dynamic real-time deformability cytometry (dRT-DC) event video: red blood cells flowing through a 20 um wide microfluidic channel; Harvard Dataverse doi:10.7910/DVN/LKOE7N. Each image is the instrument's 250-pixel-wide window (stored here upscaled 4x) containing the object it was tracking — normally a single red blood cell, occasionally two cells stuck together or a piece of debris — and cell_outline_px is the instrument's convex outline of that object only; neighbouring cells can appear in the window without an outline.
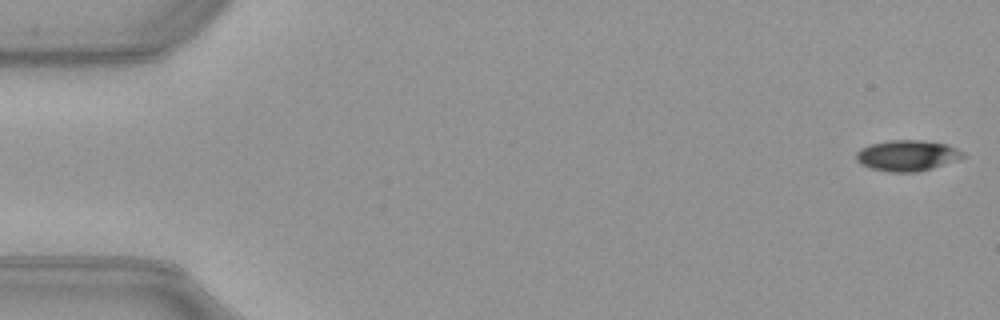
{"species": "common noctule bat (a hibernating species)", "species_latin": "Nyctalus noctula", "temperature_condition": "warm", "stored_images_in_passage": 51, "camera_frame_rate_fps": 3000, "um_per_image_px": 0.085, "animal": {"sex": "female", "body_mass_g": 21.9}, "frame": {"image": 1, "passage_image": 1, "time_ms": 0.0, "image_size_px": [1000, 320], "cell_outline_px": [[964, 156], [932, 168], [916, 172], [888, 172], [872, 168], [860, 164], [856, 160], [856, 152], [860, 148], [868, 144], [888, 140], [924, 140], [948, 144], [964, 152]], "centroid_in_image_um": [77.06, 13.2], "position_along_channel_um": 7.9, "area_um2": 19.19}}
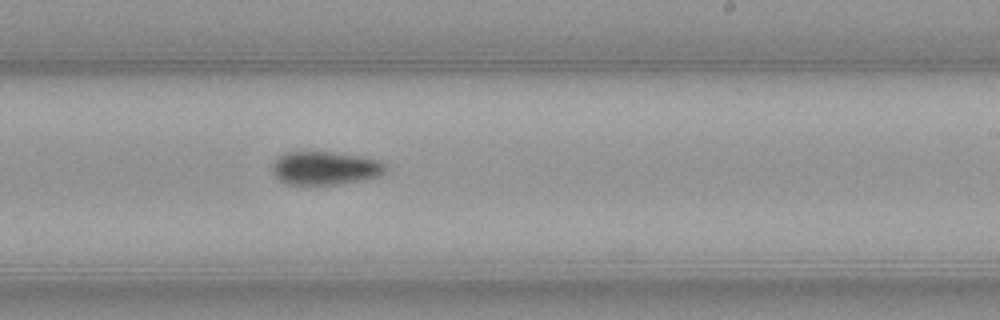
{"frame": {"image": 2, "passage_image": 31, "time_ms": 10.0, "image_size_px": [1000, 320], "cell_outline_px": [[388, 168], [380, 176], [364, 180], [308, 188], [284, 184], [272, 172], [272, 164], [280, 156], [288, 152], [332, 152], [364, 156], [380, 160], [388, 164]], "centroid_in_image_um": [27.66, 14.33], "position_along_channel_um": 261.3, "area_um2": 22.95}}
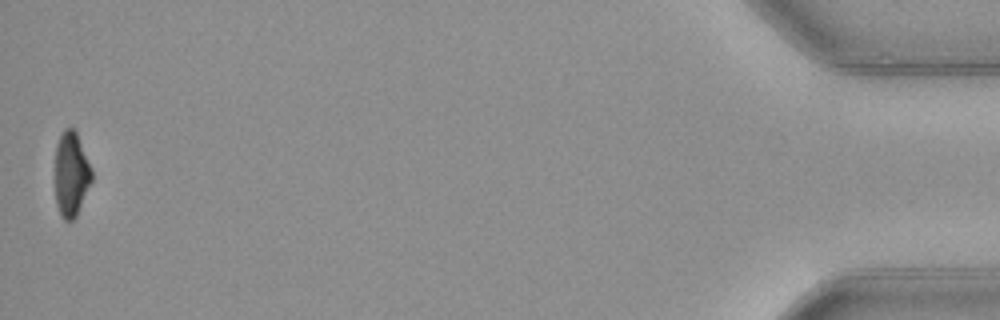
{"frame": {"image": 3, "passage_image": 51, "time_ms": 16.667, "image_size_px": [1000, 320], "cell_outline_px": [[92, 180], [76, 216], [72, 220], [64, 220], [60, 216], [56, 204], [56, 144], [64, 128], [72, 128], [76, 132], [92, 168]], "centroid_in_image_um": [6.06, 14.81], "position_along_channel_um": 429.1, "area_um2": 17.92}, "authors_computed_cell_mechanics": {"area_um2": 21.0392, "velocity_mm_per_s": 4.0092, "shape_relaxation_time_tau1_ms": 2.272, "shape_relaxation_time_tau2_ms": null, "deformation_change_tau1": 0.1552, "deformation_change_tau2": null}}